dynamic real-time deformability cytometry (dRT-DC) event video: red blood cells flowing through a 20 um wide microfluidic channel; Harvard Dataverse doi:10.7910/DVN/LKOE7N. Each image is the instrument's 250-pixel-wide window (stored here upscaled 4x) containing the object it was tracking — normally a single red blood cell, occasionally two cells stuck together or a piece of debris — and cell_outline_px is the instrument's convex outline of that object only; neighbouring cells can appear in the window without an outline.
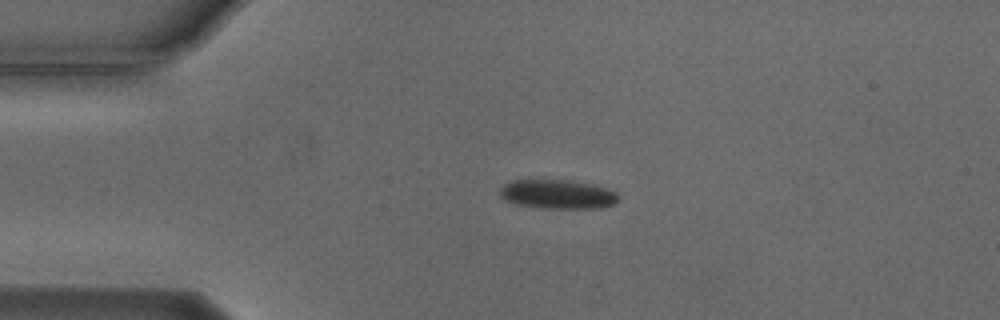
{"species": "Egyptian fruit bat (a non-hibernating species)", "species_latin": "Rousettus aegyptiacus", "temperature_condition": "cold", "stored_images_in_passage": 44, "camera_frame_rate_fps": 3000, "um_per_image_px": 0.085, "animal": {"sex": "male"}, "frame": {"image": 1, "passage_image": 1, "time_ms": 0.0, "image_size_px": [1000, 320], "cell_outline_px": [[620, 196], [612, 204], [600, 208], [540, 208], [516, 204], [504, 200], [500, 196], [500, 188], [504, 184], [512, 180], [568, 180], [592, 184], [608, 188], [616, 192]], "centroid_in_image_um": [47.38, 16.51], "position_along_channel_um": 37.6, "area_um2": 20.17}}
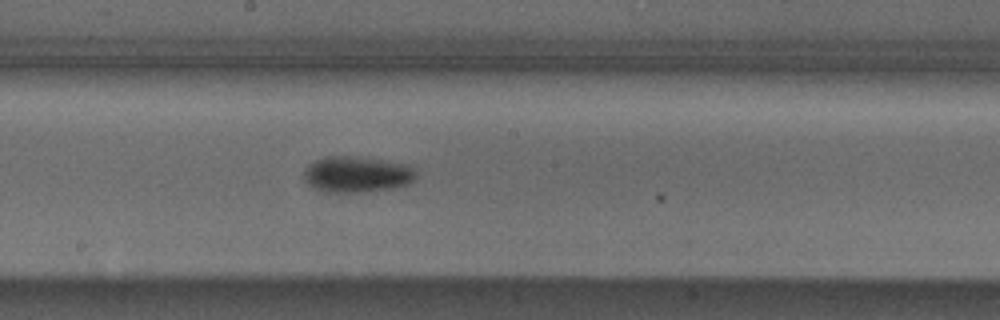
{"frame": {"image": 2, "passage_image": 18, "time_ms": 5.667, "image_size_px": [1000, 320], "cell_outline_px": [[416, 180], [408, 184], [396, 188], [368, 192], [324, 192], [312, 188], [304, 180], [304, 172], [308, 164], [324, 156], [360, 156], [412, 164], [416, 172]], "centroid_in_image_um": [30.38, 14.81], "position_along_channel_um": 217.8, "area_um2": 24.33}}
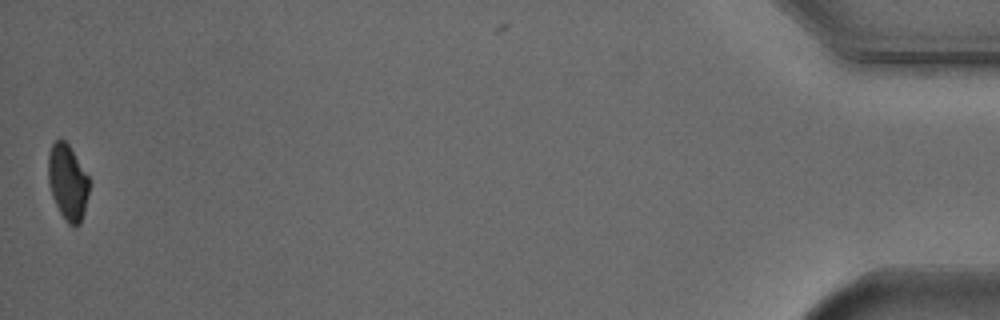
{"frame": {"image": 3, "passage_image": 43, "time_ms": 14.0, "image_size_px": [1000, 320], "cell_outline_px": [[88, 192], [84, 212], [80, 224], [68, 224], [60, 212], [52, 196], [48, 184], [48, 152], [52, 144], [56, 140], [64, 140], [68, 144], [88, 176]], "centroid_in_image_um": [5.72, 15.47], "position_along_channel_um": 429.5, "area_um2": 17.74}, "authors_computed_cell_mechanics": {"area_um2": 21.1548, "velocity_mm_per_s": 3.7467, "shape_relaxation_time_tau1_ms": 2.0547, "shape_relaxation_time_tau2_ms": null, "deformation_change_tau1": 0.0839, "deformation_change_tau2": null}}